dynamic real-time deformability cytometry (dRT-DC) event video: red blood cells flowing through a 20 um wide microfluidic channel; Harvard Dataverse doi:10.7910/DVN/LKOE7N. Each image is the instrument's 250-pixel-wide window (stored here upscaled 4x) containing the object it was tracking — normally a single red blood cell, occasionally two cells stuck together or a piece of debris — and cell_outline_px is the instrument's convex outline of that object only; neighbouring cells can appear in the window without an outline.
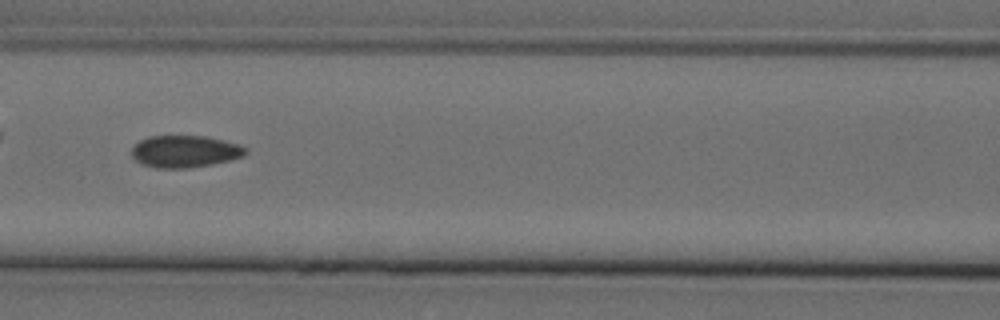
{"species": "Egyptian fruit bat (a non-hibernating species)", "species_latin": "Rousettus aegyptiacus", "temperature_condition": "cold", "stored_images_in_passage": 56, "camera_frame_rate_fps": 3000, "um_per_image_px": 0.085, "animal": {"sex": "female"}, "frame": {"image": 1, "passage_image": 25, "time_ms": 8.0, "image_size_px": [1000, 320], "cell_outline_px": [[248, 152], [244, 156], [212, 164], [188, 168], [156, 168], [144, 164], [136, 160], [132, 156], [132, 148], [140, 140], [148, 136], [204, 136], [224, 140], [240, 144], [248, 148]], "centroid_in_image_um": [15.75, 12.86], "position_along_channel_um": 150.8, "area_um2": 21.27}, "authors_computed_cell_mechanics": {"area_um2": 21.5305, "velocity_mm_per_s": 3.6106, "shape_relaxation_time_tau1_ms": null, "shape_relaxation_time_tau2_ms": 5.9848, "deformation_change_tau1": null, "deformation_change_tau2": 0.0591}}